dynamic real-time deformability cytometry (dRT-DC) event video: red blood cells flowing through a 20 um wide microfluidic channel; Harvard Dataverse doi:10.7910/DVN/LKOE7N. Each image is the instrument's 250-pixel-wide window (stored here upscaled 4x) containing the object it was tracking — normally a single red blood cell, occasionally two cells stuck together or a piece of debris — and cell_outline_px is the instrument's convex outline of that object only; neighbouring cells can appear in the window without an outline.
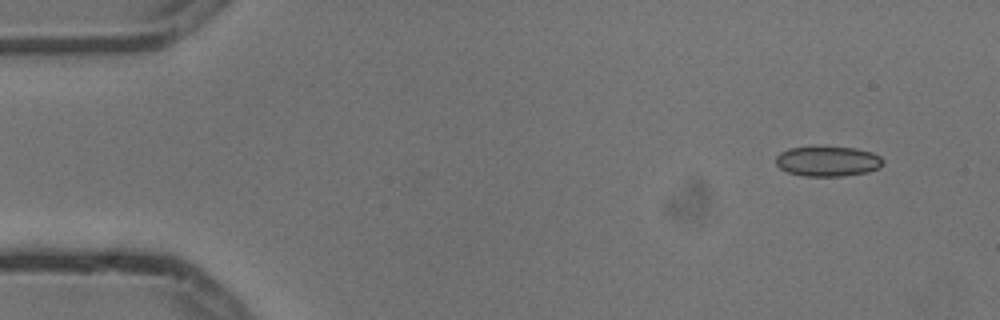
{"species": "common noctule bat (a hibernating species)", "species_latin": "Nyctalus noctula", "temperature_condition": "cold", "stored_images_in_passage": 7, "camera_frame_rate_fps": 3000, "um_per_image_px": 0.085, "animal": {"sex": "male", "body_mass_g": 13.3}, "frame": {"image": 1, "passage_image": 1, "time_ms": 0.0, "image_size_px": [1000, 320], "cell_outline_px": [[884, 164], [880, 168], [868, 172], [840, 176], [804, 176], [788, 172], [780, 168], [776, 164], [776, 156], [780, 152], [788, 148], [856, 148], [872, 152], [880, 156], [884, 160]], "centroid_in_image_um": [70.39, 13.72], "position_along_channel_um": 14.6, "area_um2": 18.61}}
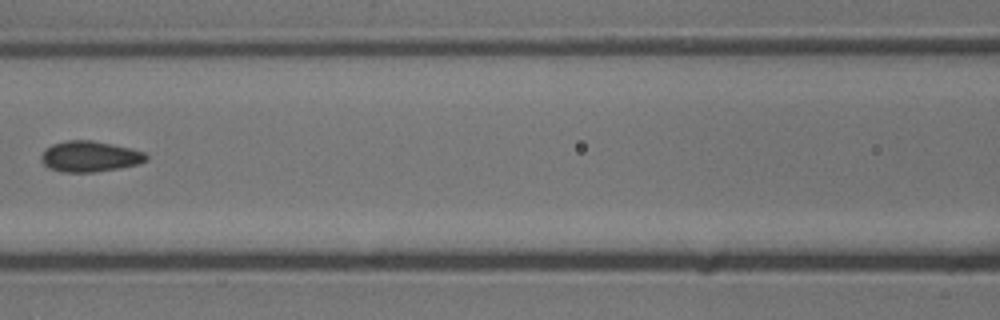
{"frame": {"image": 2, "passage_image": 6, "time_ms": 1.667, "image_size_px": [1000, 320], "cell_outline_px": [[148, 160], [136, 164], [120, 168], [96, 172], [64, 172], [48, 168], [40, 160], [40, 156], [44, 148], [52, 144], [68, 140], [92, 140], [112, 144], [144, 152], [148, 156]], "centroid_in_image_um": [7.59, 13.3], "position_along_channel_um": 159.0, "area_um2": 18.9}}
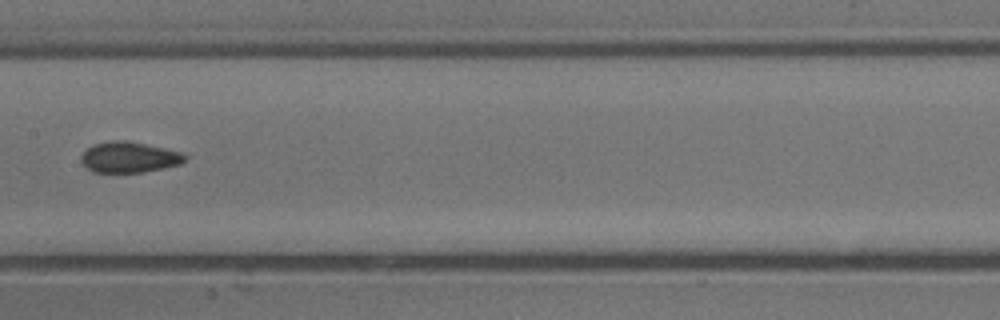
{"frame": {"image": 3, "passage_image": 7, "time_ms": 2.0, "image_size_px": [1000, 320], "cell_outline_px": [[188, 156], [180, 164], [140, 172], [92, 172], [80, 160], [80, 156], [92, 144], [112, 140], [128, 140], [184, 152]], "centroid_in_image_um": [10.97, 13.34], "position_along_channel_um": 196.4, "area_um2": 18.61}}